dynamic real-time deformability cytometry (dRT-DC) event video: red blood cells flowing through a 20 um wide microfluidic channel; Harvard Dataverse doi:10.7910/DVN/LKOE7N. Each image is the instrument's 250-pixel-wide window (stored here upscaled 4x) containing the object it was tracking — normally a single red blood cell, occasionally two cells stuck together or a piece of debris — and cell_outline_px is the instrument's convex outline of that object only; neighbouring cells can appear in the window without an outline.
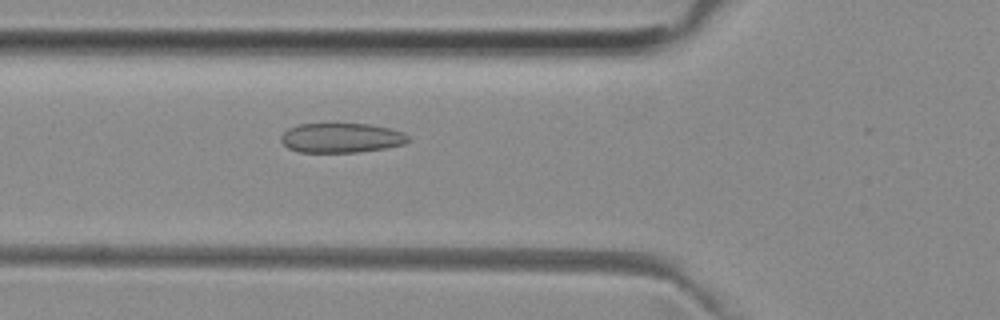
{"species": "common noctule bat (a hibernating species)", "species_latin": "Nyctalus noctula", "temperature_condition": "room temperature", "stored_images_in_passage": 21, "camera_frame_rate_fps": 3000, "um_per_image_px": 0.085, "animal": {"sex": "female", "body_mass_g": 29.2, "forearm_length_mm": 56.3}, "frame": {"image": 1, "passage_image": 5, "time_ms": 1.333, "image_size_px": [1000, 320], "cell_outline_px": [[408, 140], [404, 144], [384, 148], [356, 152], [300, 152], [288, 148], [280, 140], [280, 136], [288, 128], [300, 124], [368, 124], [392, 128], [404, 132], [408, 136]], "centroid_in_image_um": [29.0, 11.71], "position_along_channel_um": 96.8, "area_um2": 21.91}}
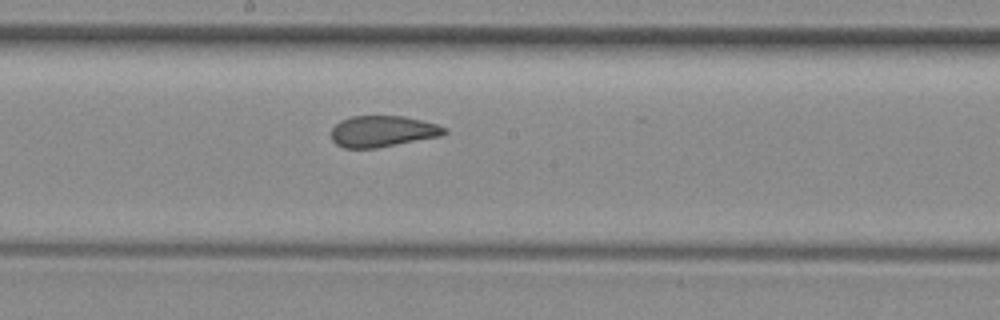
{"frame": {"image": 2, "passage_image": 14, "time_ms": 4.333, "image_size_px": [1000, 320], "cell_outline_px": [[448, 132], [440, 136], [376, 148], [344, 148], [336, 144], [332, 140], [332, 128], [340, 120], [352, 116], [404, 116], [436, 124], [444, 128]], "centroid_in_image_um": [32.49, 11.16], "position_along_channel_um": 215.7, "area_um2": 20.4}}
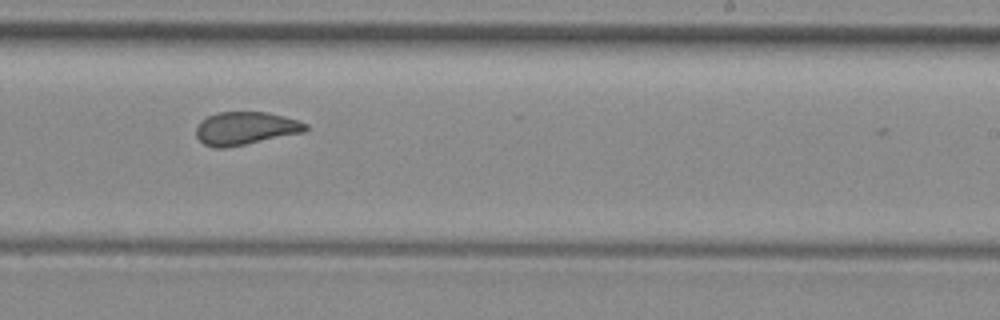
{"frame": {"image": 3, "passage_image": 18, "time_ms": 5.667, "image_size_px": [1000, 320], "cell_outline_px": [[308, 128], [304, 132], [224, 148], [216, 148], [204, 144], [196, 136], [196, 128], [200, 120], [216, 112], [268, 112], [284, 116], [308, 124]], "centroid_in_image_um": [20.84, 10.89], "position_along_channel_um": 268.2, "area_um2": 20.92}}